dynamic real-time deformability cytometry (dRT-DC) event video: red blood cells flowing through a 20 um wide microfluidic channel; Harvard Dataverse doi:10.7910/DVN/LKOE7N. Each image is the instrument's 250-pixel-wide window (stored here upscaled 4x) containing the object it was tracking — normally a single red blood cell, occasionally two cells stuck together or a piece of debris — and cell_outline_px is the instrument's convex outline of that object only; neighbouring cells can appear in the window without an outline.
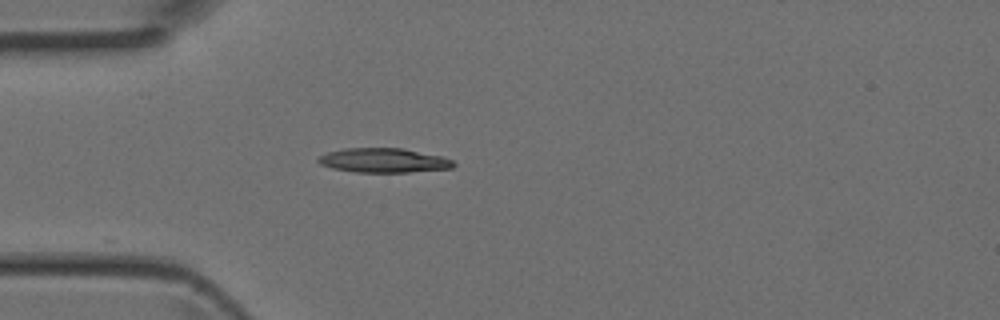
{"species": "Egyptian fruit bat (a non-hibernating species)", "species_latin": "Rousettus aegyptiacus", "temperature_condition": "room temperature", "stored_images_in_passage": 19, "camera_frame_rate_fps": 3000, "um_per_image_px": 0.085, "animal": {"sex": "female"}, "frame": {"image": 1, "passage_image": 1, "time_ms": 0.0, "image_size_px": [1000, 320], "cell_outline_px": [[456, 164], [452, 168], [408, 172], [356, 172], [332, 168], [320, 164], [316, 160], [320, 156], [328, 152], [344, 148], [404, 148], [440, 156], [452, 160]], "centroid_in_image_um": [32.6, 13.63], "position_along_channel_um": 52.4, "area_um2": 19.13}}
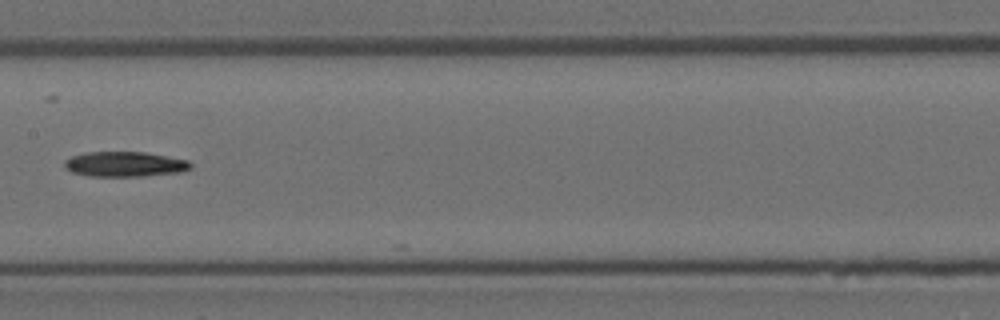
{"frame": {"image": 2, "passage_image": 11, "time_ms": 3.333, "image_size_px": [1000, 320], "cell_outline_px": [[192, 168], [180, 172], [144, 176], [88, 176], [72, 172], [64, 168], [64, 160], [72, 156], [84, 152], [144, 152], [188, 160], [192, 164]], "centroid_in_image_um": [10.58, 13.95], "position_along_channel_um": 196.8, "area_um2": 18.5}}
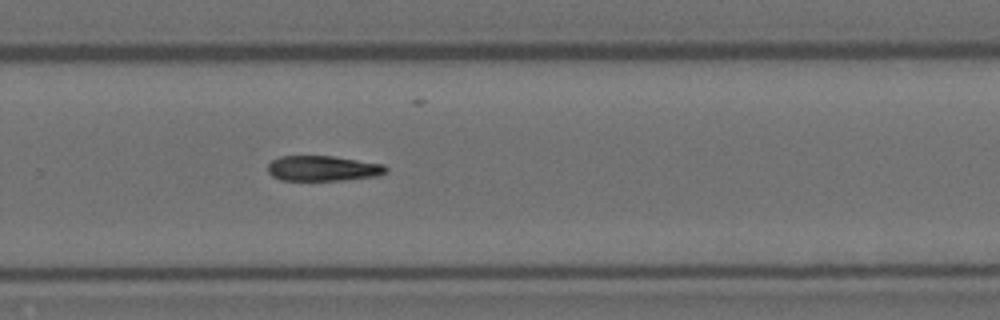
{"frame": {"image": 3, "passage_image": 18, "time_ms": 5.667, "image_size_px": [1000, 320], "cell_outline_px": [[388, 172], [380, 176], [344, 180], [280, 180], [272, 176], [268, 172], [268, 164], [272, 160], [280, 156], [332, 156], [384, 164], [388, 168]], "centroid_in_image_um": [27.48, 14.32], "position_along_channel_um": 302.3, "area_um2": 17.57}}